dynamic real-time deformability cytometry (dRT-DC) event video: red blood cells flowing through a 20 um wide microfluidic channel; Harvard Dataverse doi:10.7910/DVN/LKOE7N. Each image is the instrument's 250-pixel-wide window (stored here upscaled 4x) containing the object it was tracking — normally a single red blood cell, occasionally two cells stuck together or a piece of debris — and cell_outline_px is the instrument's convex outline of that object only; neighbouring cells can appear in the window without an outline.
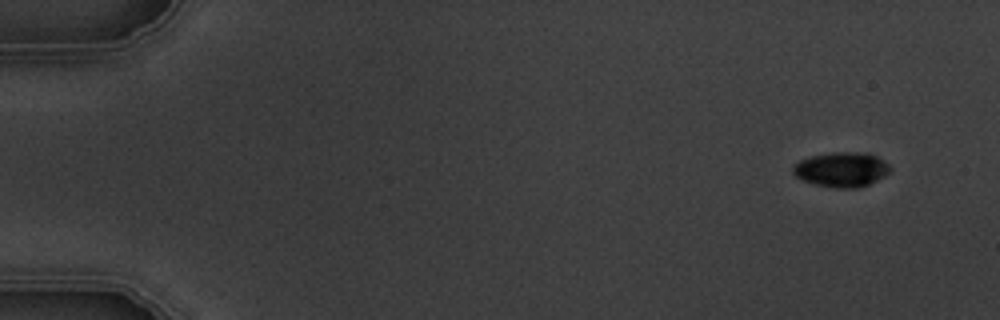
{"species": "common noctule bat (a hibernating species)", "species_latin": "Nyctalus noctula", "temperature_condition": "warm", "stored_images_in_passage": 6, "camera_frame_rate_fps": 3000, "um_per_image_px": 0.085, "animal": {"sex": "male", "body_mass_g": 19.5, "forearm_length_mm": 54.6}, "frame": {"image": 1, "passage_image": 1, "time_ms": 0.0, "image_size_px": [1000, 320], "cell_outline_px": [[892, 172], [860, 188], [836, 188], [816, 184], [804, 180], [796, 176], [792, 172], [792, 168], [800, 160], [812, 156], [832, 152], [868, 152], [876, 156], [888, 164], [892, 168]], "centroid_in_image_um": [71.57, 14.4], "position_along_channel_um": 13.4, "area_um2": 19.65}}
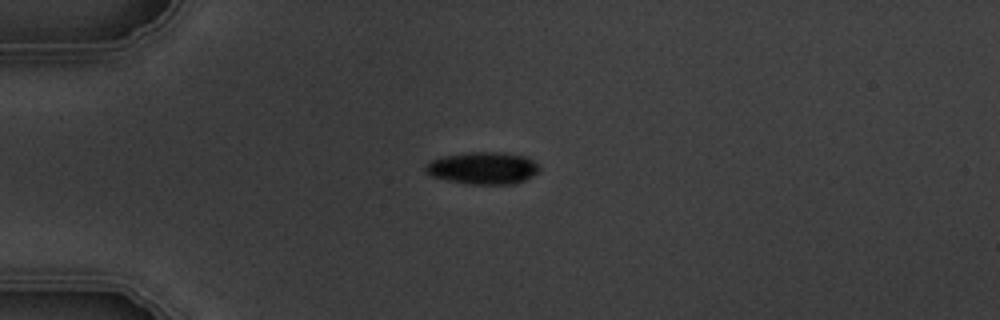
{"frame": {"image": 2, "passage_image": 4, "time_ms": 3.667, "image_size_px": [1000, 320], "cell_outline_px": [[540, 168], [532, 176], [524, 180], [512, 184], [468, 184], [448, 180], [432, 176], [424, 172], [424, 164], [440, 156], [468, 152], [504, 152], [528, 156], [540, 164]], "centroid_in_image_um": [41.05, 14.27], "position_along_channel_um": 44.0, "area_um2": 21.68}}
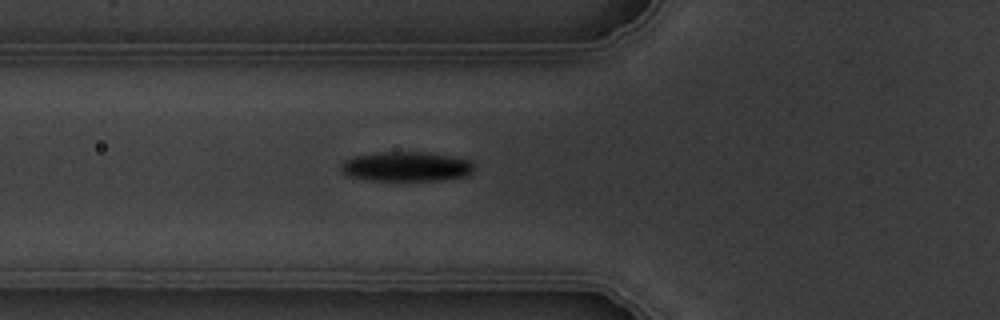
{"frame": {"image": 3, "passage_image": 6, "time_ms": 5.667, "image_size_px": [1000, 320], "cell_outline_px": [[472, 172], [468, 176], [440, 180], [372, 180], [348, 176], [340, 172], [340, 164], [344, 160], [356, 156], [380, 152], [424, 152], [448, 156], [468, 160], [472, 164]], "centroid_in_image_um": [34.48, 14.16], "position_along_channel_um": 91.3, "area_um2": 22.77}}